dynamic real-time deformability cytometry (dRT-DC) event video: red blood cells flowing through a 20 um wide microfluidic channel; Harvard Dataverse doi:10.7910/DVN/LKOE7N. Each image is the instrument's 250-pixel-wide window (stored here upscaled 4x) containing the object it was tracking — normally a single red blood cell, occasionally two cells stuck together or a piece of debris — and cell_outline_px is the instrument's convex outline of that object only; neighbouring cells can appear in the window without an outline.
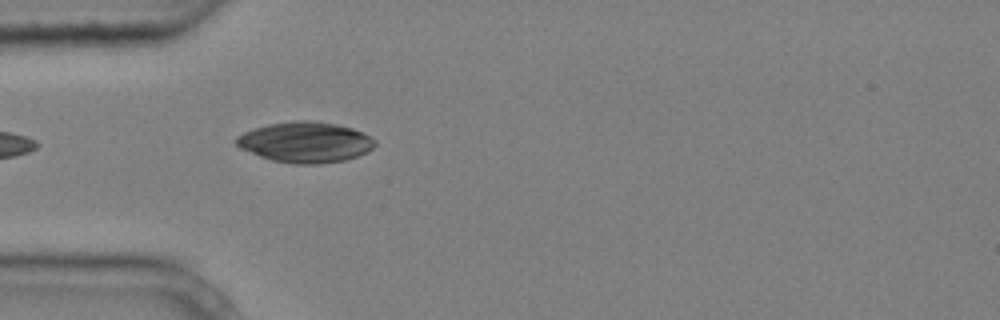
{"species": "common noctule bat (a hibernating species)", "species_latin": "Nyctalus noctula", "temperature_condition": "cold", "stored_images_in_passage": 2, "camera_frame_rate_fps": 3000, "um_per_image_px": 0.085, "animal": {"sex": "male", "body_mass_g": 20.4}, "frame": {"image": 1, "passage_image": 2, "time_ms": 0.333, "image_size_px": [1000, 320], "cell_outline_px": [[376, 144], [368, 152], [344, 160], [320, 164], [296, 164], [272, 160], [260, 156], [240, 148], [236, 144], [236, 136], [252, 128], [268, 124], [292, 120], [312, 120], [336, 124], [352, 128], [376, 140]], "centroid_in_image_um": [25.94, 12.08], "position_along_channel_um": 59.1, "area_um2": 32.83}}